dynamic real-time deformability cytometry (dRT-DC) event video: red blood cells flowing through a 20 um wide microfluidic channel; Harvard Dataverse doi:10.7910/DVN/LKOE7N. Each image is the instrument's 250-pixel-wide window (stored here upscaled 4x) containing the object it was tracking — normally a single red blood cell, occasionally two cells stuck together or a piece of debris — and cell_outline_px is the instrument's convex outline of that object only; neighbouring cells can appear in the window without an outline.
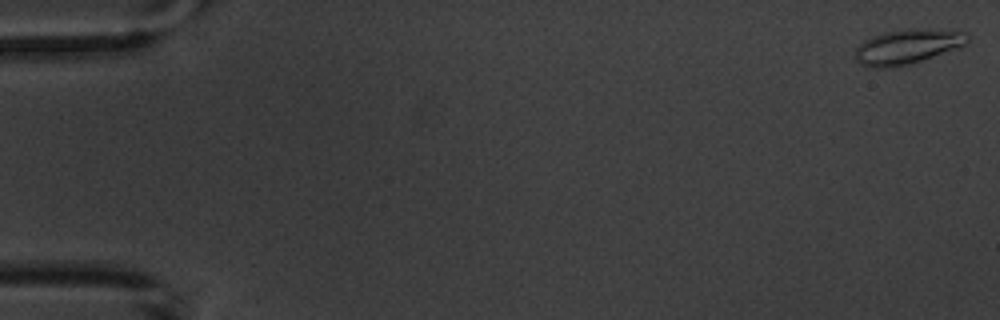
{"species": "common noctule bat (a hibernating species)", "species_latin": "Nyctalus noctula", "temperature_condition": "warm", "stored_images_in_passage": 8, "camera_frame_rate_fps": 3000, "um_per_image_px": 0.085, "animal": {"sex": "male", "body_mass_g": 20.1, "forearm_length_mm": 53.5}, "frame": {"image": 1, "passage_image": 1, "time_ms": 0.0, "image_size_px": [1000, 320], "cell_outline_px": [[972, 36], [968, 44], [908, 64], [884, 68], [872, 68], [860, 64], [856, 60], [856, 48], [864, 40], [872, 36], [884, 32], [916, 28], [964, 32]], "centroid_in_image_um": [77.13, 3.95], "position_along_channel_um": 7.9, "area_um2": 22.43}}
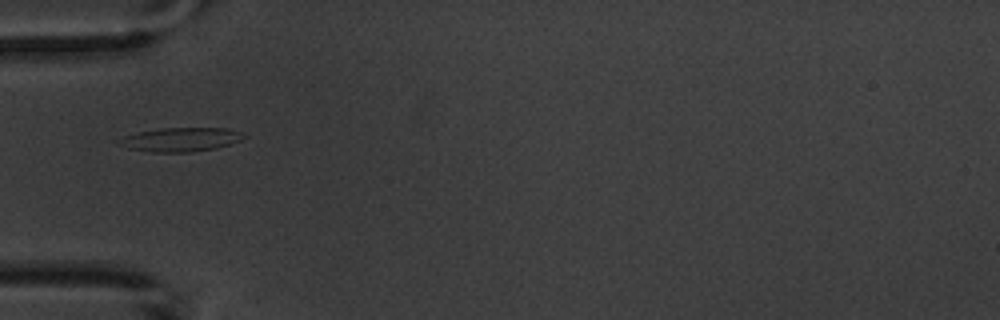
{"frame": {"image": 2, "passage_image": 6, "time_ms": 6.0, "image_size_px": [1000, 320], "cell_outline_px": [[248, 136], [240, 140], [216, 148], [192, 152], [152, 152], [128, 148], [116, 144], [116, 140], [124, 136], [136, 132], [160, 128], [228, 128], [244, 132]], "centroid_in_image_um": [15.34, 11.85], "position_along_channel_um": 69.7, "area_um2": 17.63}}
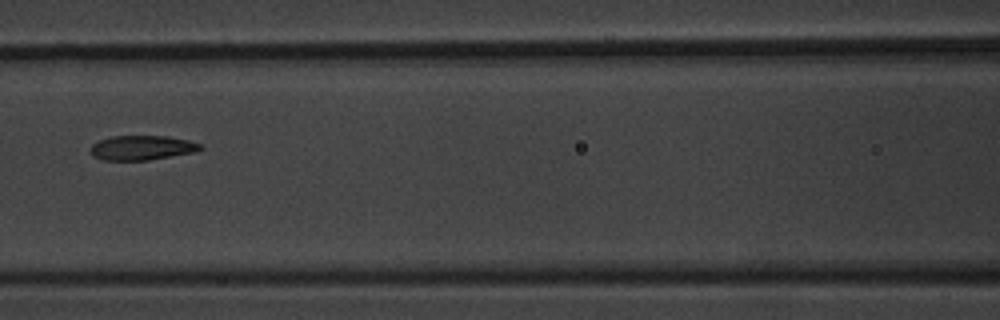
{"frame": {"image": 3, "passage_image": 8, "time_ms": 8.333, "image_size_px": [1000, 320], "cell_outline_px": [[204, 148], [196, 152], [148, 160], [104, 160], [92, 156], [88, 148], [92, 144], [100, 140], [112, 136], [168, 136], [188, 140], [200, 144]], "centroid_in_image_um": [12.05, 12.56], "position_along_channel_um": 154.6, "area_um2": 15.84}}